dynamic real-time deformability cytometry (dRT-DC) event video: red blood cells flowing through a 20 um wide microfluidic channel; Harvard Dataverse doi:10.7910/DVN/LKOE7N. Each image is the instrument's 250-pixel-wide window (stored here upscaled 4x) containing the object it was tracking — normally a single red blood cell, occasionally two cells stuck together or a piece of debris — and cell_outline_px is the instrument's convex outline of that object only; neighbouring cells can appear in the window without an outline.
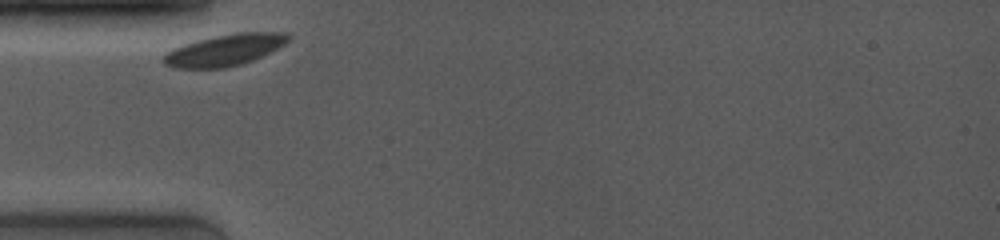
{"species": "common noctule bat (a hibernating species)", "species_latin": "Nyctalus noctula", "temperature_condition": "room temperature", "stored_images_in_passage": 22, "camera_frame_rate_fps": 4000, "um_per_image_px": 0.085, "animal": {"sex": "female", "body_mass_g": 19.0, "forearm_length_mm": 53.3}, "frame": {"image": 1, "passage_image": 1, "time_ms": 0.0, "image_size_px": [1000, 240], "cell_outline_px": [[292, 36], [284, 44], [252, 60], [240, 64], [224, 68], [176, 68], [164, 64], [160, 60], [172, 48], [196, 40], [236, 32], [288, 32]], "centroid_in_image_um": [19.07, 4.24], "position_along_channel_um": 65.9, "area_um2": 22.72}}
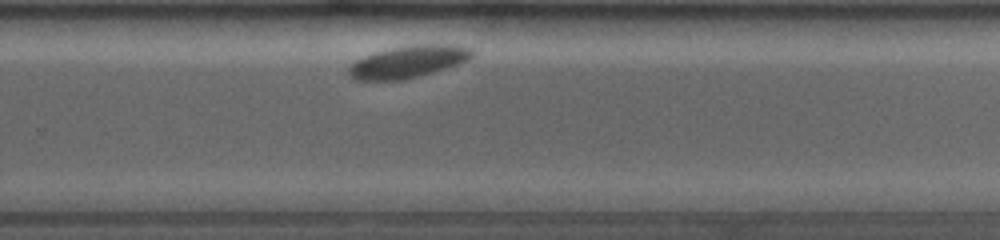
{"frame": {"image": 2, "passage_image": 16, "time_ms": 6.5, "image_size_px": [1000, 240], "cell_outline_px": [[472, 56], [468, 60], [460, 64], [420, 76], [404, 80], [356, 80], [348, 72], [348, 68], [356, 60], [364, 56], [376, 52], [392, 48], [420, 44], [448, 44], [472, 48]], "centroid_in_image_um": [34.73, 5.25], "position_along_channel_um": 295.1, "area_um2": 22.95}}
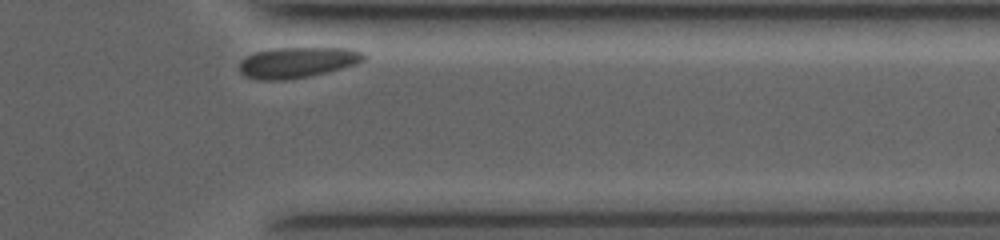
{"frame": {"image": 3, "passage_image": 22, "time_ms": 9.0, "image_size_px": [1000, 240], "cell_outline_px": [[368, 56], [364, 60], [356, 64], [308, 76], [284, 80], [256, 80], [244, 76], [240, 72], [240, 60], [256, 52], [272, 48], [352, 48], [364, 52]], "centroid_in_image_um": [25.28, 5.3], "position_along_channel_um": 386.1, "area_um2": 22.25}}